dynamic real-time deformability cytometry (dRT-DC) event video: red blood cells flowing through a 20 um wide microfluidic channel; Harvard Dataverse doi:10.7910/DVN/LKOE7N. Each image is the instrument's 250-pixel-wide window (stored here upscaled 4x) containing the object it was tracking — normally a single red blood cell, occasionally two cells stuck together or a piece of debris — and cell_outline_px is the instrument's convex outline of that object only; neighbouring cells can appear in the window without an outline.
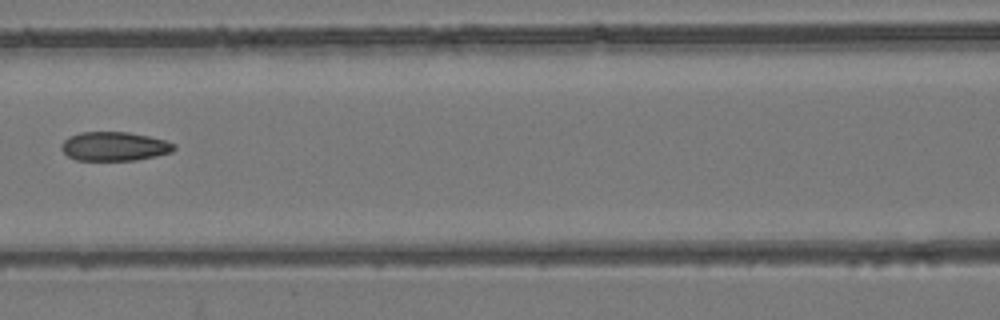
{"species": "common noctule bat (a hibernating species)", "species_latin": "Nyctalus noctula", "temperature_condition": "room temperature", "stored_images_in_passage": 6, "camera_frame_rate_fps": 3000, "um_per_image_px": 0.085, "animal": {"sex": "female", "body_mass_g": 24.6, "forearm_length_mm": 56.2}, "frame": {"image": 1, "passage_image": 5, "time_ms": 5.667, "image_size_px": [1000, 320], "cell_outline_px": [[176, 148], [172, 152], [156, 156], [136, 160], [76, 160], [68, 156], [60, 148], [60, 144], [68, 136], [80, 132], [128, 132], [148, 136], [164, 140], [176, 144]], "centroid_in_image_um": [9.71, 12.44], "position_along_channel_um": 156.9, "area_um2": 19.13}}
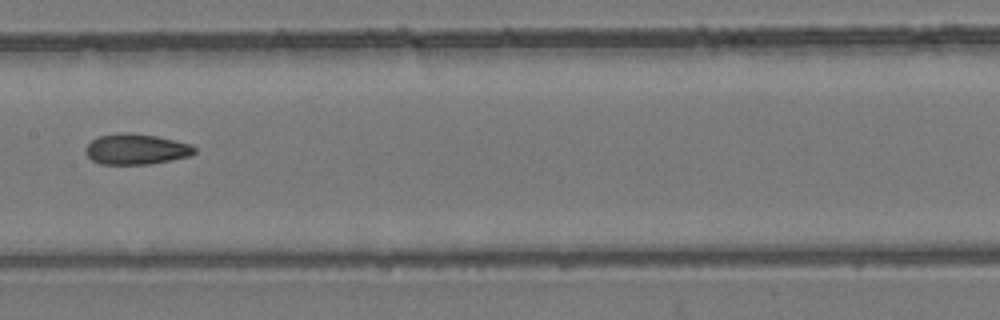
{"frame": {"image": 2, "passage_image": 6, "time_ms": 6.667, "image_size_px": [1000, 320], "cell_outline_px": [[196, 152], [192, 156], [172, 160], [148, 164], [100, 164], [92, 160], [84, 152], [84, 148], [92, 140], [100, 136], [120, 132], [128, 132], [156, 136], [192, 144], [196, 148]], "centroid_in_image_um": [11.59, 12.68], "position_along_channel_um": 195.8, "area_um2": 19.59}}